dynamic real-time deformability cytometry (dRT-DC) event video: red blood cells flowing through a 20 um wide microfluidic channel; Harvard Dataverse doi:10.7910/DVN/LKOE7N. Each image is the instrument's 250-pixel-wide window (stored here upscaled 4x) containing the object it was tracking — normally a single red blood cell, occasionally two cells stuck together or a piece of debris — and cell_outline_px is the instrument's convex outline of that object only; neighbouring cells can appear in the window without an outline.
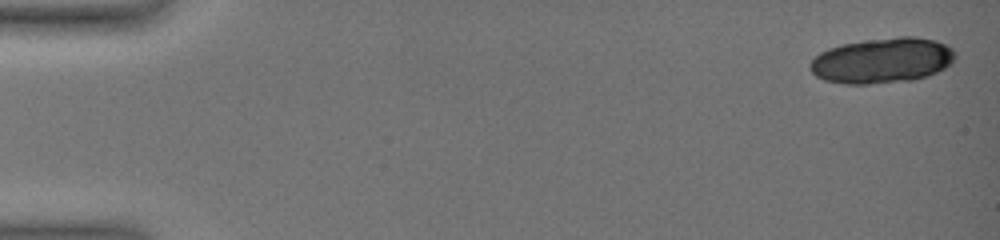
{"species": "common noctule bat (a hibernating species)", "species_latin": "Nyctalus noctula", "temperature_condition": "warm", "stored_images_in_passage": 11, "camera_frame_rate_fps": 3000, "um_per_image_px": 0.085, "animal": {"sex": "female", "body_mass_g": 19.0, "forearm_length_mm": 51.5}, "frame": {"image": 1, "passage_image": 1, "time_ms": 0.0, "image_size_px": [1000, 240], "cell_outline_px": [[956, 56], [952, 64], [928, 76], [912, 80], [868, 84], [844, 84], [824, 80], [816, 76], [808, 68], [808, 64], [820, 52], [828, 48], [840, 44], [864, 40], [900, 36], [916, 36], [936, 40], [952, 48], [956, 52]], "centroid_in_image_um": [74.99, 5.14], "position_along_channel_um": 10.0, "area_um2": 38.78}}